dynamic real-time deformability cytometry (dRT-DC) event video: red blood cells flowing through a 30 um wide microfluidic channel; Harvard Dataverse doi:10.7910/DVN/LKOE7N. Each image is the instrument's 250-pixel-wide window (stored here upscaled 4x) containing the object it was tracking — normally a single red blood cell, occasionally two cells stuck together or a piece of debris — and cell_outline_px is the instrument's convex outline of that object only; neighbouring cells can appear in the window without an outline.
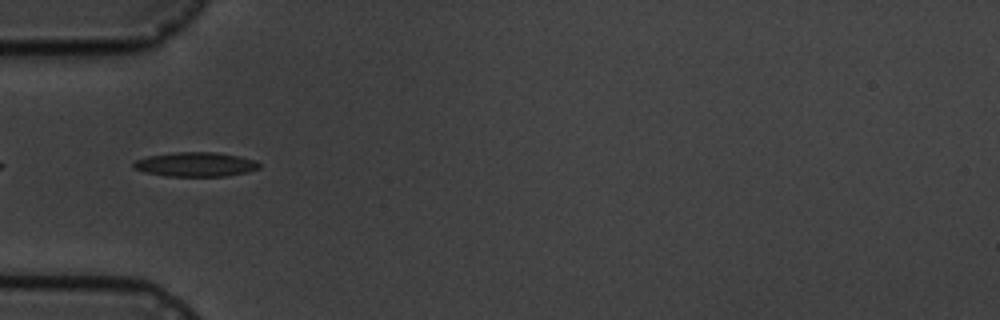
{"species": "common noctule bat (a hibernating species)", "species_latin": "Nyctalus noctula", "temperature_condition": "cold", "stored_images_in_passage": 3, "camera_frame_rate_fps": 3000, "um_per_image_px": 0.085, "animal": {"sex": "male", "body_mass_g": 19.5, "forearm_length_mm": 54.6}, "frame": {"image": 1, "passage_image": 1, "time_ms": 0.0, "image_size_px": [1000, 320], "cell_outline_px": [[260, 168], [248, 172], [228, 176], [164, 176], [144, 172], [132, 168], [132, 164], [136, 160], [148, 156], [176, 152], [216, 152], [240, 156], [256, 160], [260, 164]], "centroid_in_image_um": [16.64, 13.97], "position_along_channel_um": 68.4, "area_um2": 18.03}}
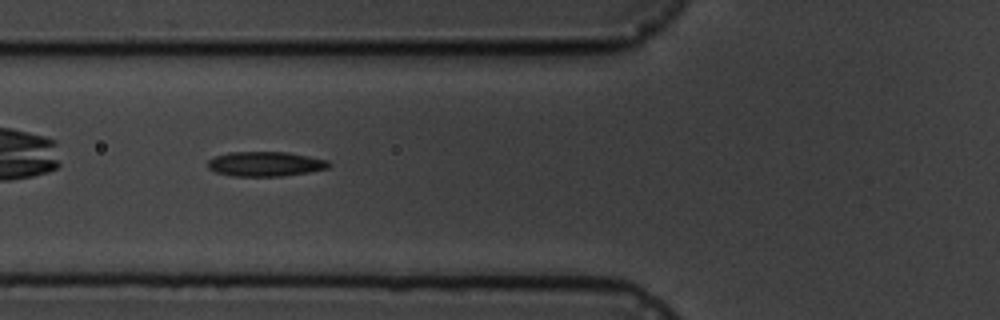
{"frame": {"image": 2, "passage_image": 2, "time_ms": 1.0, "image_size_px": [1000, 320], "cell_outline_px": [[332, 164], [328, 168], [308, 172], [280, 176], [232, 176], [216, 172], [208, 168], [208, 160], [216, 156], [228, 152], [288, 152], [328, 160]], "centroid_in_image_um": [22.56, 13.93], "position_along_channel_um": 103.2, "area_um2": 17.4}}